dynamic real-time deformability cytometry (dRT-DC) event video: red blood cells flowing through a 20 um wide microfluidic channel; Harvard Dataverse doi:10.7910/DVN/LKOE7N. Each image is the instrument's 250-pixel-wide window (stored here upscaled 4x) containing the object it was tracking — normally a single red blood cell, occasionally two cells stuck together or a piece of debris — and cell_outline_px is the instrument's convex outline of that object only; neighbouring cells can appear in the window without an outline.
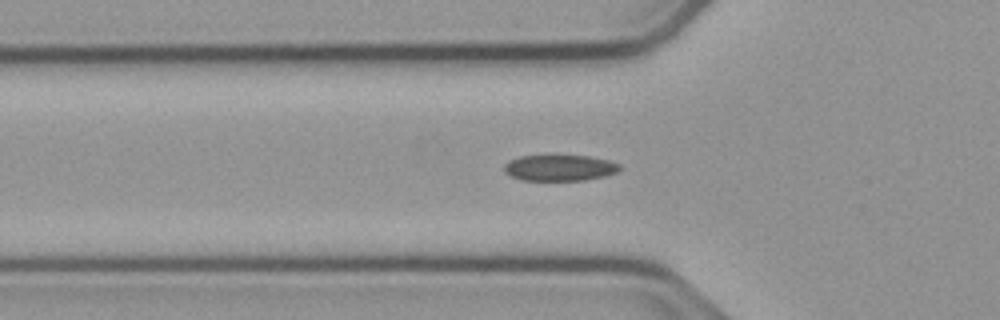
{"species": "common noctule bat (a hibernating species)", "species_latin": "Nyctalus noctula", "temperature_condition": "cold", "stored_images_in_passage": 46, "camera_frame_rate_fps": 3000, "um_per_image_px": 0.085, "animal": {"sex": "male", "body_mass_g": 23.1, "forearm_length_mm": 52.7}, "frame": {"image": 1, "passage_image": 17, "time_ms": 5.333, "image_size_px": [1000, 320], "cell_outline_px": [[620, 168], [616, 172], [604, 176], [584, 180], [520, 180], [504, 172], [504, 164], [508, 160], [520, 156], [588, 156], [608, 160], [620, 164]], "centroid_in_image_um": [47.54, 14.27], "position_along_channel_um": 78.3, "area_um2": 17.4}}
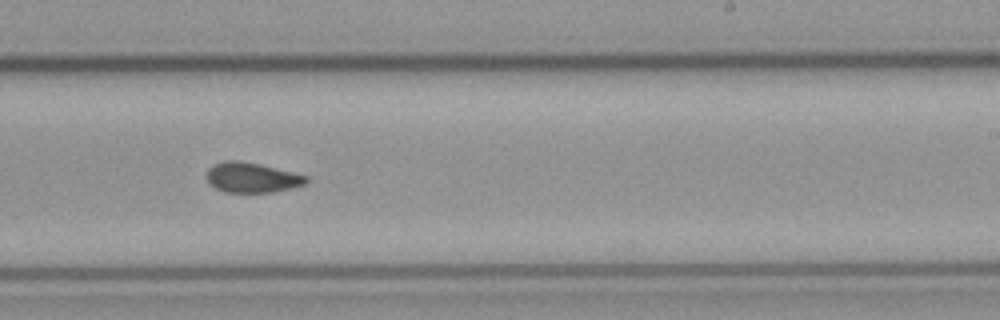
{"frame": {"image": 2, "passage_image": 32, "time_ms": 10.333, "image_size_px": [1000, 320], "cell_outline_px": [[308, 180], [304, 184], [292, 188], [272, 192], [224, 192], [216, 188], [208, 180], [208, 168], [216, 164], [228, 160], [236, 160], [260, 164], [308, 176]], "centroid_in_image_um": [21.44, 15.09], "position_along_channel_um": 267.6, "area_um2": 17.11}}
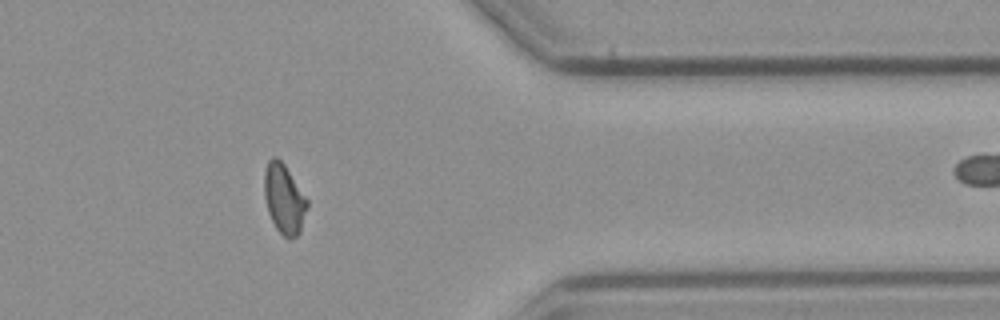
{"frame": {"image": 3, "passage_image": 43, "time_ms": 14.0, "image_size_px": [1000, 320], "cell_outline_px": [[308, 208], [300, 232], [296, 236], [288, 240], [276, 228], [268, 212], [264, 196], [264, 172], [268, 160], [272, 156], [276, 156], [284, 164], [308, 200]], "centroid_in_image_um": [24.15, 16.91], "position_along_channel_um": 387.3, "area_um2": 17.46}, "authors_computed_cell_mechanics": {"area_um2": 17.7157, "velocity_mm_per_s": 3.7598, "shape_relaxation_time_tau1_ms": 7.2142, "shape_relaxation_time_tau2_ms": 1.8068, "deformation_change_tau1": 0.1484, "deformation_change_tau2": 0.0619}}